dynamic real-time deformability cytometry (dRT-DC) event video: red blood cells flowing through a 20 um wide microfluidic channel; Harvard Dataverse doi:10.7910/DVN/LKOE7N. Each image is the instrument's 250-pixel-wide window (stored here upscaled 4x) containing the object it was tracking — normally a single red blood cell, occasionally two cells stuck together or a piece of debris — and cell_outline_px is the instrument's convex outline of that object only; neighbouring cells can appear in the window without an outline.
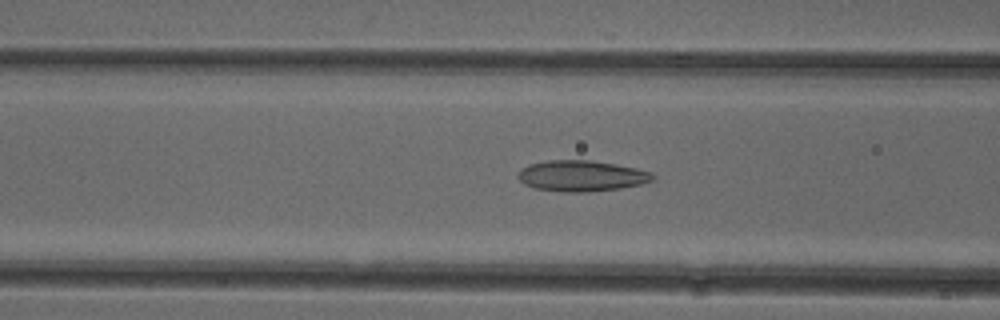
{"species": "common noctule bat (a hibernating species)", "species_latin": "Nyctalus noctula", "temperature_condition": "cold", "stored_images_in_passage": 50, "camera_frame_rate_fps": 3000, "um_per_image_px": 0.085, "animal": {"sex": "female"}, "frame": {"image": 1, "passage_image": 19, "time_ms": 6.0, "image_size_px": [1000, 320], "cell_outline_px": [[656, 176], [652, 180], [640, 184], [620, 188], [588, 192], [564, 192], [532, 188], [524, 184], [516, 176], [520, 168], [528, 164], [548, 160], [592, 160], [616, 164], [636, 168], [652, 172]], "centroid_in_image_um": [49.39, 14.94], "position_along_channel_um": 117.2, "area_um2": 24.51}}
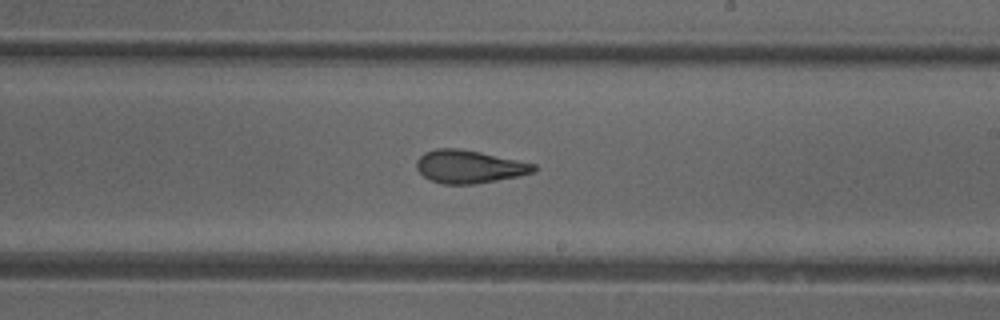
{"frame": {"image": 2, "passage_image": 29, "time_ms": 9.333, "image_size_px": [1000, 320], "cell_outline_px": [[536, 172], [520, 176], [472, 184], [444, 184], [432, 180], [424, 176], [416, 168], [416, 160], [424, 152], [436, 148], [460, 148], [480, 152], [536, 164]], "centroid_in_image_um": [39.88, 14.15], "position_along_channel_um": 249.1, "area_um2": 22.48}}
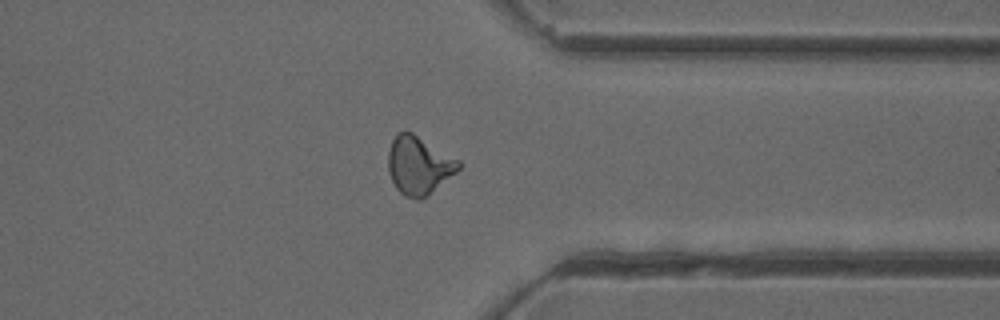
{"frame": {"image": 3, "passage_image": 39, "time_ms": 12.667, "image_size_px": [1000, 320], "cell_outline_px": [[460, 168], [456, 172], [420, 200], [416, 200], [404, 196], [396, 188], [388, 172], [388, 152], [392, 140], [396, 132], [404, 128], [412, 132], [460, 160]], "centroid_in_image_um": [35.56, 14.01], "position_along_channel_um": 375.8, "area_um2": 23.93}, "authors_computed_cell_mechanics": {"area_um2": 23.3512, "velocity_mm_per_s": 3.9454, "shape_relaxation_time_tau1_ms": null, "shape_relaxation_time_tau2_ms": 2.1282, "deformation_change_tau1": null, "deformation_change_tau2": 0.1075}}